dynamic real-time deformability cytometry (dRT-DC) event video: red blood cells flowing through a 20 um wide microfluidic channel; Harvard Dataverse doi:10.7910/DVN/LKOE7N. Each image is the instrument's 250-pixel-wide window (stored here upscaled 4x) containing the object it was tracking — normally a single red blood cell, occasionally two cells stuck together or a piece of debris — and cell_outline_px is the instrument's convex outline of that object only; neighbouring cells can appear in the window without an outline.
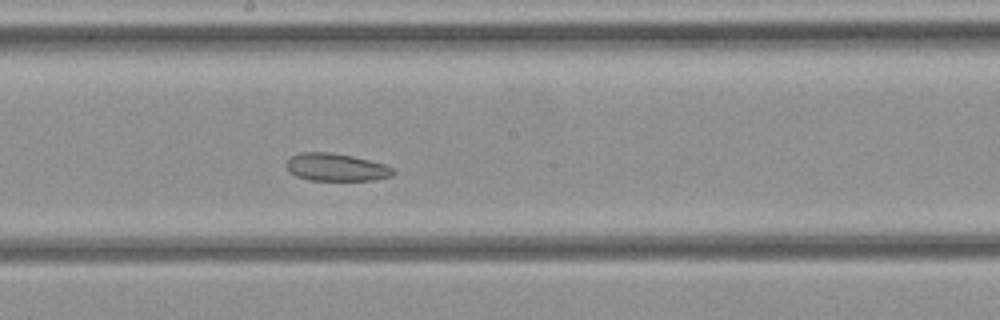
{"species": "common noctule bat (a hibernating species)", "species_latin": "Nyctalus noctula", "temperature_condition": "cold", "stored_images_in_passage": 23, "camera_frame_rate_fps": 3000, "um_per_image_px": 0.085, "animal": {"sex": "female", "body_mass_g": 21.9}, "frame": {"image": 1, "passage_image": 14, "time_ms": 4.333, "image_size_px": [1000, 320], "cell_outline_px": [[396, 172], [392, 176], [372, 180], [308, 180], [296, 176], [288, 172], [284, 164], [288, 156], [300, 152], [328, 152], [352, 156], [384, 164], [396, 168]], "centroid_in_image_um": [28.52, 14.21], "position_along_channel_um": 219.7, "area_um2": 17.51}}
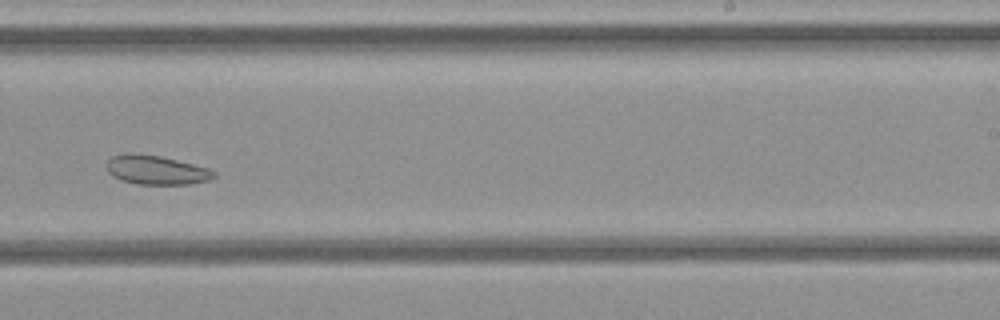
{"frame": {"image": 2, "passage_image": 17, "time_ms": 5.333, "image_size_px": [1000, 320], "cell_outline_px": [[216, 176], [208, 180], [192, 184], [136, 184], [120, 180], [112, 176], [108, 172], [108, 160], [112, 156], [128, 152], [132, 152], [160, 156], [208, 168], [216, 172]], "centroid_in_image_um": [13.26, 14.45], "position_along_channel_um": 275.7, "area_um2": 18.21}}